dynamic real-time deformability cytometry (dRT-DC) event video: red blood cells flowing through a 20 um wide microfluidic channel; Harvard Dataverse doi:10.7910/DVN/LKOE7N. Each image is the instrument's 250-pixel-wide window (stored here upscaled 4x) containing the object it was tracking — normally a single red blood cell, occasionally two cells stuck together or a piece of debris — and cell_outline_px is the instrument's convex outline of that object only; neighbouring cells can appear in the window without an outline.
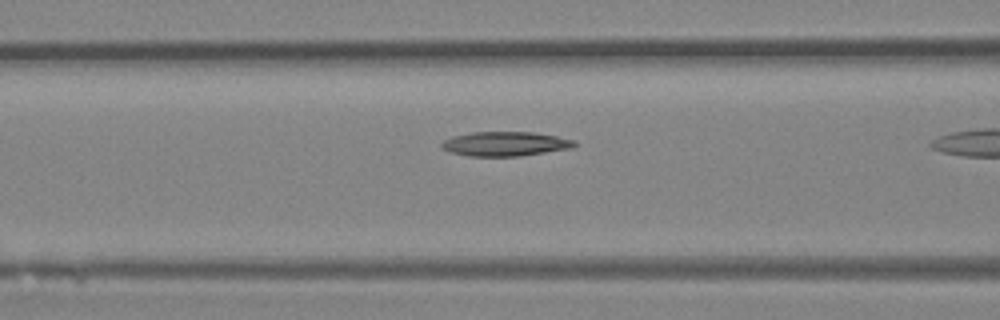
{"species": "Egyptian fruit bat (a non-hibernating species)", "species_latin": "Rousettus aegyptiacus", "temperature_condition": "room temperature", "stored_images_in_passage": 5, "camera_frame_rate_fps": 3000, "um_per_image_px": 0.085, "animal": {"sex": "female"}, "frame": {"image": 1, "passage_image": 4, "time_ms": 1.0, "image_size_px": [1000, 320], "cell_outline_px": [[576, 144], [572, 148], [520, 156], [468, 156], [448, 152], [440, 144], [444, 140], [452, 136], [472, 132], [532, 132], [556, 136], [576, 140]], "centroid_in_image_um": [42.93, 12.23], "position_along_channel_um": 123.7, "area_um2": 18.9}}